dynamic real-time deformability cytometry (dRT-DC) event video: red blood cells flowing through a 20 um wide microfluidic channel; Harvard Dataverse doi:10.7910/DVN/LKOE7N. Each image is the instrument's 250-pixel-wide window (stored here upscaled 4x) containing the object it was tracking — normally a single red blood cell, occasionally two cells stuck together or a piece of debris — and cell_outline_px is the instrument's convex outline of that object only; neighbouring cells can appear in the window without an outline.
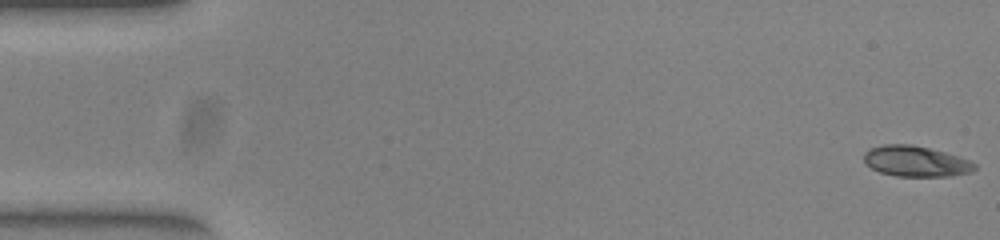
{"species": "common noctule bat (a hibernating species)", "species_latin": "Nyctalus noctula", "temperature_condition": "warm", "stored_images_in_passage": 52, "camera_frame_rate_fps": 3000, "um_per_image_px": 0.085, "animal": {"sex": "female", "body_mass_g": 23.0, "forearm_length_mm": 53.4}, "frame": {"image": 1, "passage_image": 1, "time_ms": 0.0, "image_size_px": [1000, 240], "cell_outline_px": [[976, 168], [972, 172], [952, 176], [896, 176], [880, 172], [864, 164], [864, 152], [872, 148], [884, 144], [912, 144], [944, 152], [968, 160], [976, 164]], "centroid_in_image_um": [77.82, 13.71], "position_along_channel_um": 7.2, "area_um2": 19.71}}
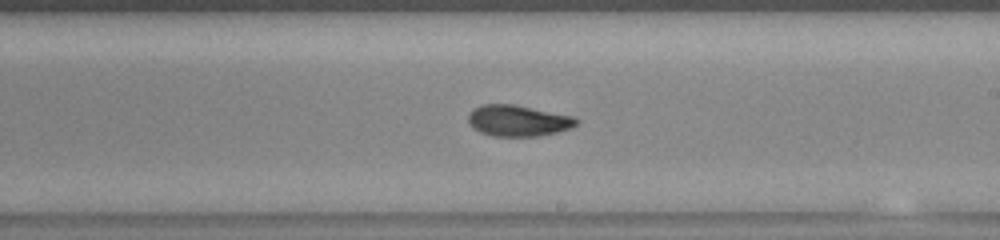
{"frame": {"image": 2, "passage_image": 30, "time_ms": 9.667, "image_size_px": [1000, 240], "cell_outline_px": [[580, 120], [572, 128], [556, 132], [536, 136], [492, 136], [480, 132], [472, 128], [468, 124], [468, 116], [472, 108], [484, 104], [512, 104], [572, 116]], "centroid_in_image_um": [43.99, 10.26], "position_along_channel_um": 245.0, "area_um2": 19.59}}
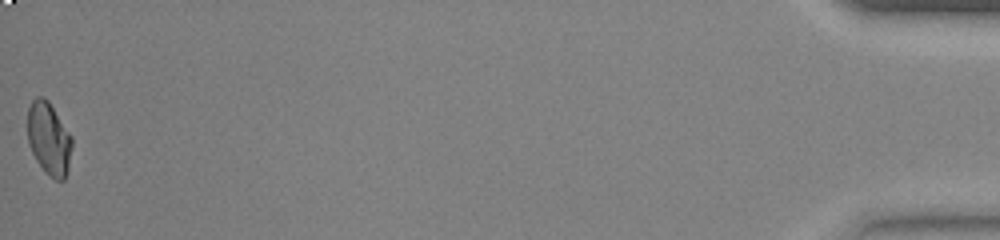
{"frame": {"image": 3, "passage_image": 52, "time_ms": 17.0, "image_size_px": [1000, 240], "cell_outline_px": [[72, 148], [68, 168], [64, 180], [56, 180], [36, 160], [28, 144], [28, 108], [32, 100], [36, 96], [44, 96], [48, 100], [72, 136]], "centroid_in_image_um": [4.16, 11.73], "position_along_channel_um": 431.0, "area_um2": 18.67}, "authors_computed_cell_mechanics": {"area_um2": 19.652, "velocity_mm_per_s": 3.9426, "shape_relaxation_time_tau1_ms": 7.8936, "shape_relaxation_time_tau2_ms": 2.4226, "deformation_change_tau1": 0.2096, "deformation_change_tau2": 0.0657}}